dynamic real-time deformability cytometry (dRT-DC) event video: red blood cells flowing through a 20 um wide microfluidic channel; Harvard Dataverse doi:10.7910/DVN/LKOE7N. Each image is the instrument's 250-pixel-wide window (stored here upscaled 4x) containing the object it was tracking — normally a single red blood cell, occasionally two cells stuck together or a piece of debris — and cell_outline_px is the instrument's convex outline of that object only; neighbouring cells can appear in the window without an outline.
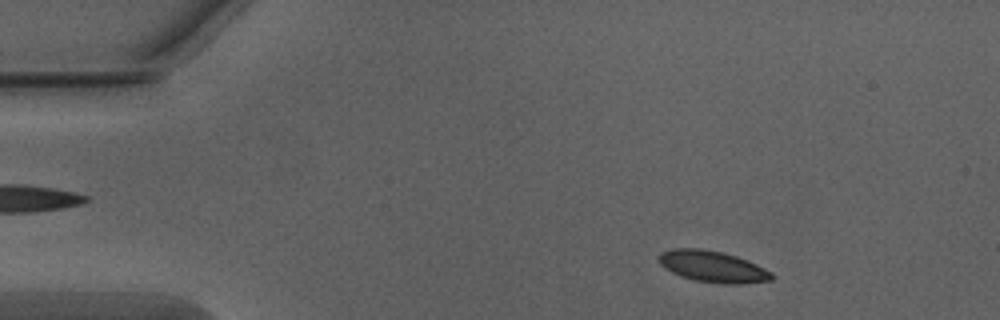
{"species": "Egyptian fruit bat (a non-hibernating species)", "species_latin": "Rousettus aegyptiacus", "temperature_condition": "warm", "stored_images_in_passage": 48, "camera_frame_rate_fps": 3000, "um_per_image_px": 0.085, "animal": {"sex": "male"}, "frame": {"image": 1, "passage_image": 4, "time_ms": 1.0, "image_size_px": [1000, 320], "cell_outline_px": [[772, 280], [740, 284], [724, 284], [696, 280], [672, 272], [664, 268], [656, 260], [656, 256], [660, 252], [672, 248], [700, 248], [720, 252], [736, 256], [756, 264], [772, 272]], "centroid_in_image_um": [60.53, 22.64], "position_along_channel_um": 24.5, "area_um2": 20.58}}
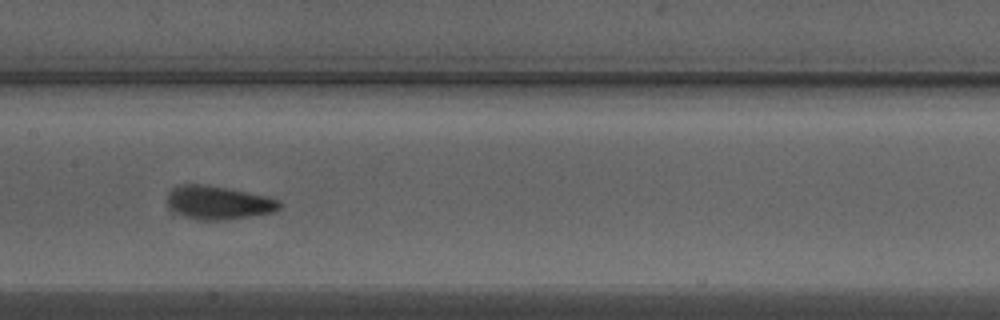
{"frame": {"image": 2, "passage_image": 22, "time_ms": 7.0, "image_size_px": [1000, 320], "cell_outline_px": [[284, 204], [276, 212], [252, 216], [224, 220], [196, 220], [184, 216], [172, 208], [168, 204], [168, 192], [172, 188], [180, 184], [204, 184], [268, 196], [280, 200]], "centroid_in_image_um": [18.62, 17.22], "position_along_channel_um": 188.8, "area_um2": 21.96}}
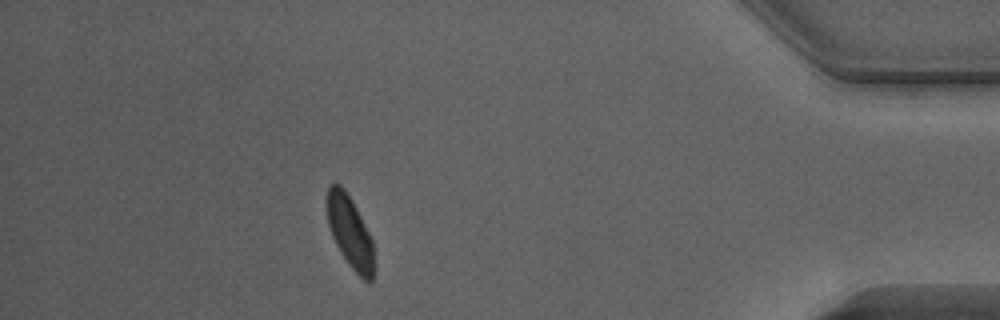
{"frame": {"image": 3, "passage_image": 42, "time_ms": 13.667, "image_size_px": [1000, 320], "cell_outline_px": [[376, 268], [372, 280], [364, 280], [348, 264], [340, 252], [332, 236], [328, 224], [328, 188], [332, 184], [340, 184], [344, 188], [356, 208], [372, 240], [376, 264]], "centroid_in_image_um": [29.79, 19.79], "position_along_channel_um": 405.4, "area_um2": 19.48}, "authors_computed_cell_mechanics": {"area_um2": 20.4323, "velocity_mm_per_s": 4.0007, "shape_relaxation_time_tau1_ms": 2.1251, "shape_relaxation_time_tau2_ms": 1.4427, "deformation_change_tau1": 0.0893, "deformation_change_tau2": 0.0579}}